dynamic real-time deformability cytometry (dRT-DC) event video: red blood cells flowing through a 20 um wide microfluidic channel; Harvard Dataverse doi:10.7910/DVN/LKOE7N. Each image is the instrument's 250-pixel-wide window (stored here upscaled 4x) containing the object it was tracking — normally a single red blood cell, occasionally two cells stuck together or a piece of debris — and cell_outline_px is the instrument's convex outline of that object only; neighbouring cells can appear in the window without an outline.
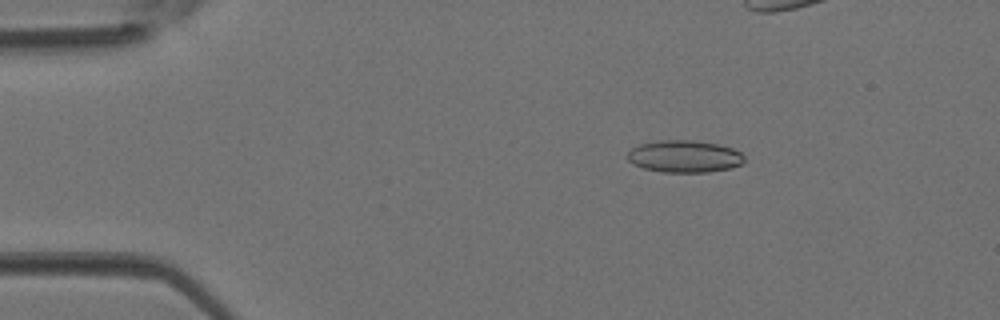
{"species": "Egyptian fruit bat (a non-hibernating species)", "species_latin": "Rousettus aegyptiacus", "temperature_condition": "room temperature", "stored_images_in_passage": 5, "camera_frame_rate_fps": 3000, "um_per_image_px": 0.085, "animal": {"sex": "female"}, "frame": {"image": 1, "passage_image": 2, "time_ms": 0.333, "image_size_px": [1000, 320], "cell_outline_px": [[744, 160], [740, 164], [732, 168], [708, 172], [664, 172], [644, 168], [628, 160], [628, 152], [632, 148], [640, 144], [660, 140], [692, 140], [720, 144], [732, 148], [740, 152], [744, 156]], "centroid_in_image_um": [58.2, 13.29], "position_along_channel_um": 26.8, "area_um2": 21.79}}
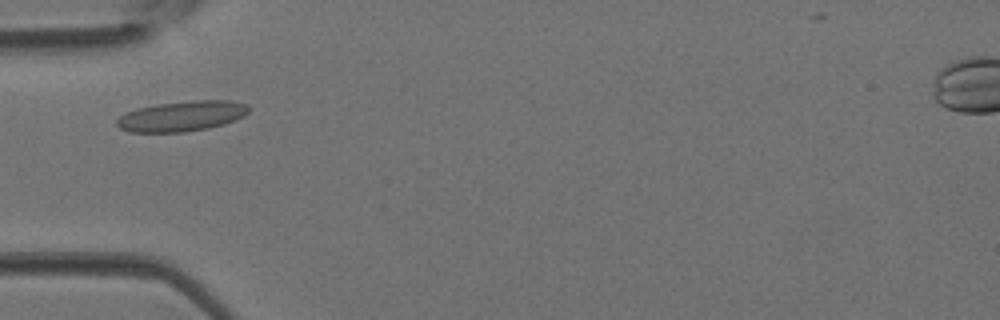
{"frame": {"image": 2, "passage_image": 5, "time_ms": 1.333, "image_size_px": [1000, 320], "cell_outline_px": [[252, 108], [244, 116], [236, 120], [224, 124], [208, 128], [184, 132], [132, 132], [120, 128], [116, 124], [116, 120], [120, 116], [136, 108], [160, 104], [192, 100], [232, 100], [248, 104]], "centroid_in_image_um": [15.52, 9.86], "position_along_channel_um": 69.5, "area_um2": 23.41}}